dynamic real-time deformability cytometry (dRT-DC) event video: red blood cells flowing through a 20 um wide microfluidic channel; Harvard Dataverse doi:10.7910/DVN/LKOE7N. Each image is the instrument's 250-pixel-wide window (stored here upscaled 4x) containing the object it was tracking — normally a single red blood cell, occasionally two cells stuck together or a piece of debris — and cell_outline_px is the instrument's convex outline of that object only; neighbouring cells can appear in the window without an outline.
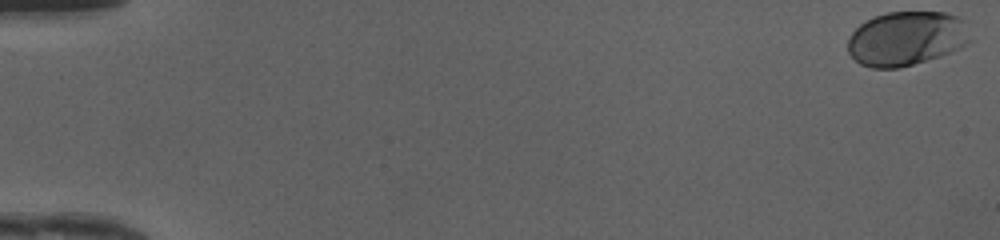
{"species": "human", "species_latin": "Homo sapiens", "temperature_condition": "cold", "stored_images_in_passage": 17, "camera_frame_rate_fps": 3000, "um_per_image_px": 0.085, "donor": {"sex": "female"}, "frame": {"image": 1, "passage_image": 1, "time_ms": 0.0, "image_size_px": [1000, 240], "cell_outline_px": [[972, 40], [968, 44], [960, 48], [940, 56], [900, 68], [872, 68], [860, 64], [848, 52], [848, 40], [852, 32], [860, 24], [876, 16], [888, 12], [944, 12], [968, 20]], "centroid_in_image_um": [77.11, 3.27], "position_along_channel_um": 7.9, "area_um2": 39.13}}
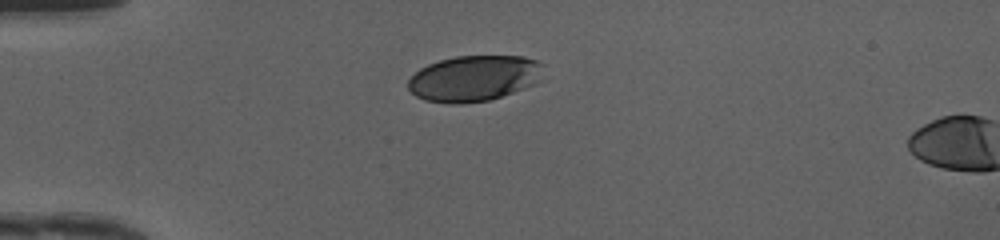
{"frame": {"image": 2, "passage_image": 14, "time_ms": 4.333, "image_size_px": [1000, 240], "cell_outline_px": [[544, 80], [536, 84], [488, 100], [460, 104], [448, 104], [424, 100], [416, 96], [408, 88], [408, 80], [420, 68], [428, 64], [440, 60], [456, 56], [524, 56], [536, 60], [544, 64]], "centroid_in_image_um": [40.34, 6.65], "position_along_channel_um": 44.7, "area_um2": 36.53}}